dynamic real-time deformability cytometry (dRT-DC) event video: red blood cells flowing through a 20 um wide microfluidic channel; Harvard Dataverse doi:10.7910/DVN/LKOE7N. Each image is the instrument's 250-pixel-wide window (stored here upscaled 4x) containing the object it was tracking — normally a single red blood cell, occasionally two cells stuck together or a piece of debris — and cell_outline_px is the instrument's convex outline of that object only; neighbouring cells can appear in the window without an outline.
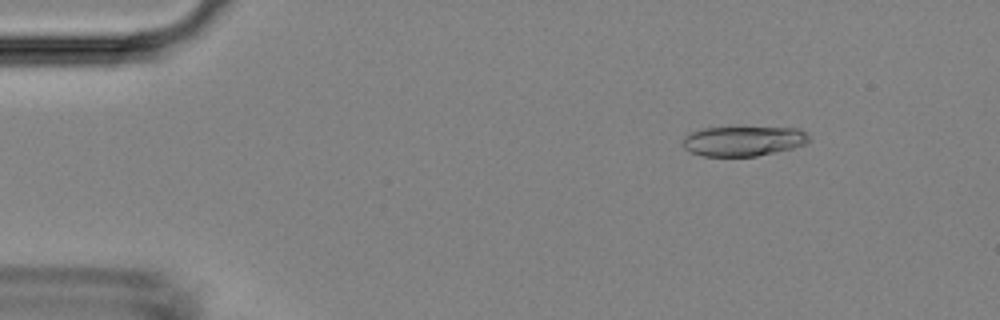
{"species": "Egyptian fruit bat (a non-hibernating species)", "species_latin": "Rousettus aegyptiacus", "temperature_condition": "room temperature", "stored_images_in_passage": 5, "camera_frame_rate_fps": 3000, "um_per_image_px": 0.085, "animal": {"sex": "female"}, "frame": {"image": 1, "passage_image": 2, "time_ms": 1.333, "image_size_px": [1000, 320], "cell_outline_px": [[808, 140], [804, 144], [792, 148], [756, 156], [704, 156], [692, 152], [684, 148], [684, 136], [688, 132], [704, 128], [796, 128], [804, 132], [808, 136]], "centroid_in_image_um": [63.13, 11.99], "position_along_channel_um": 21.9, "area_um2": 21.56}}
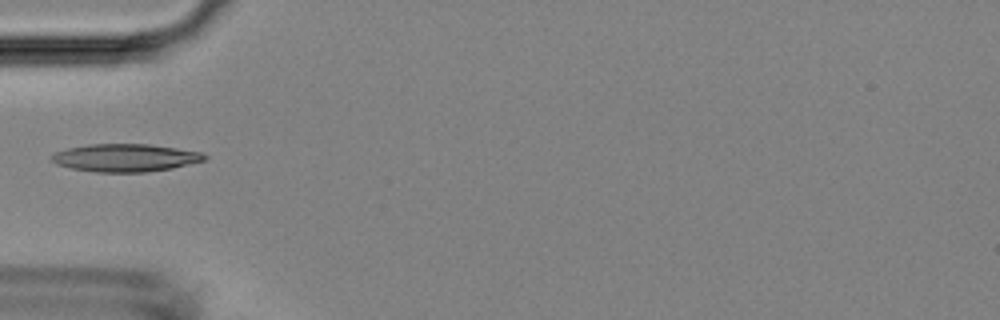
{"frame": {"image": 2, "passage_image": 5, "time_ms": 4.667, "image_size_px": [1000, 320], "cell_outline_px": [[208, 156], [204, 160], [172, 168], [148, 172], [96, 172], [72, 168], [56, 164], [52, 160], [52, 156], [56, 152], [68, 148], [88, 144], [148, 144], [204, 152]], "centroid_in_image_um": [10.68, 13.41], "position_along_channel_um": 74.3, "area_um2": 24.62}}